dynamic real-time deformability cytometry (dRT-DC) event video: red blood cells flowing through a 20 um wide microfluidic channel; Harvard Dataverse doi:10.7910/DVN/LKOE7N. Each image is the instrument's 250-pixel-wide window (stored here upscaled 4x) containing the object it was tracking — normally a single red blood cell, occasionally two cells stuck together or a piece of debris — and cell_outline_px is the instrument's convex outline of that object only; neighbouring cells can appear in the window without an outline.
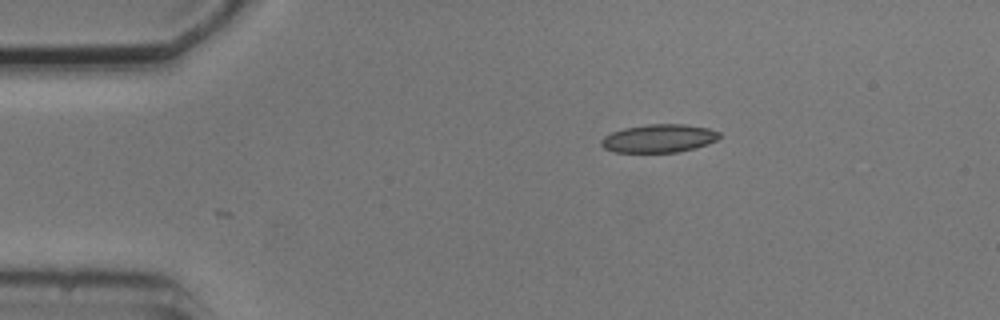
{"species": "common noctule bat (a hibernating species)", "species_latin": "Nyctalus noctula", "temperature_condition": "cold", "stored_images_in_passage": 4, "camera_frame_rate_fps": 3000, "um_per_image_px": 0.085, "animal": {"sex": "male", "body_mass_g": 20.5, "forearm_length_mm": 52.5}, "frame": {"image": 1, "passage_image": 1, "time_ms": 0.0, "image_size_px": [1000, 320], "cell_outline_px": [[720, 136], [716, 140], [708, 144], [696, 148], [676, 152], [612, 152], [604, 148], [600, 144], [600, 140], [604, 136], [612, 132], [624, 128], [648, 124], [684, 124], [708, 128], [720, 132]], "centroid_in_image_um": [55.99, 11.76], "position_along_channel_um": 29.0, "area_um2": 19.48}}
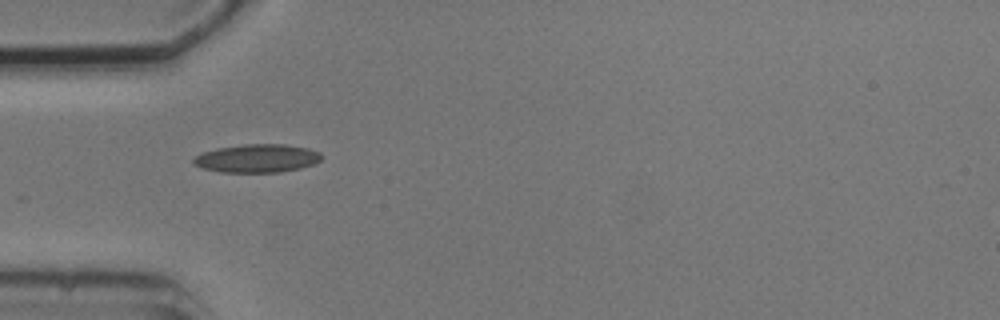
{"frame": {"image": 2, "passage_image": 3, "time_ms": 2.333, "image_size_px": [1000, 320], "cell_outline_px": [[324, 156], [320, 160], [312, 164], [300, 168], [280, 172], [220, 172], [204, 168], [192, 164], [192, 160], [200, 152], [216, 148], [244, 144], [284, 144], [308, 148], [320, 152]], "centroid_in_image_um": [21.84, 13.45], "position_along_channel_um": 63.2, "area_um2": 21.21}}
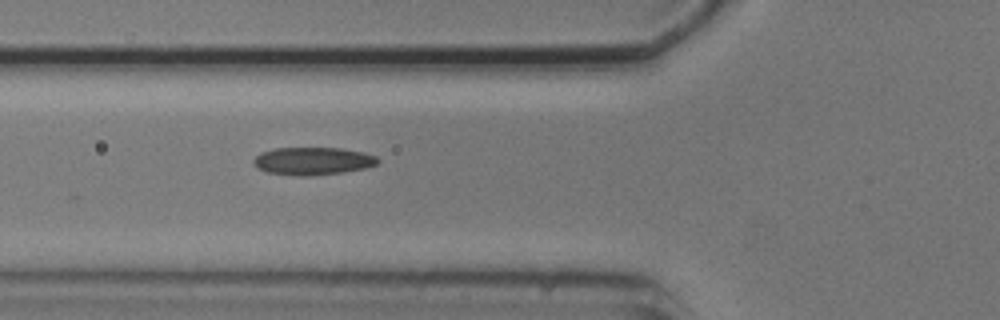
{"frame": {"image": 3, "passage_image": 4, "time_ms": 3.333, "image_size_px": [1000, 320], "cell_outline_px": [[380, 160], [376, 164], [364, 168], [344, 172], [312, 176], [296, 176], [268, 172], [252, 164], [252, 160], [260, 152], [276, 148], [340, 148], [364, 152], [376, 156]], "centroid_in_image_um": [26.58, 13.69], "position_along_channel_um": 99.2, "area_um2": 20.11}}